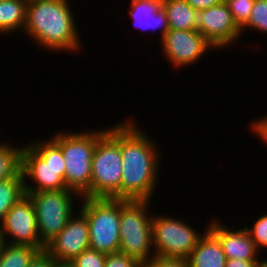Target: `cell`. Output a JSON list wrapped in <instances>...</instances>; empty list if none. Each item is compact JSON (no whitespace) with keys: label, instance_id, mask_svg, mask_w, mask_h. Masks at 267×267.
I'll return each mask as SVG.
<instances>
[{"label":"cell","instance_id":"5bb4252c","mask_svg":"<svg viewBox=\"0 0 267 267\" xmlns=\"http://www.w3.org/2000/svg\"><path fill=\"white\" fill-rule=\"evenodd\" d=\"M225 226L227 225L215 219L206 227L221 243L226 259L259 260L261 252L256 248L246 229L234 230Z\"/></svg>","mask_w":267,"mask_h":267},{"label":"cell","instance_id":"4fadbf2b","mask_svg":"<svg viewBox=\"0 0 267 267\" xmlns=\"http://www.w3.org/2000/svg\"><path fill=\"white\" fill-rule=\"evenodd\" d=\"M78 212L46 245L45 251L57 262H71L90 248L88 221L79 210Z\"/></svg>","mask_w":267,"mask_h":267},{"label":"cell","instance_id":"ffe728a7","mask_svg":"<svg viewBox=\"0 0 267 267\" xmlns=\"http://www.w3.org/2000/svg\"><path fill=\"white\" fill-rule=\"evenodd\" d=\"M38 252L39 250L32 246L5 243L0 254V267H28Z\"/></svg>","mask_w":267,"mask_h":267},{"label":"cell","instance_id":"836d02e7","mask_svg":"<svg viewBox=\"0 0 267 267\" xmlns=\"http://www.w3.org/2000/svg\"><path fill=\"white\" fill-rule=\"evenodd\" d=\"M260 267H267V259L262 260Z\"/></svg>","mask_w":267,"mask_h":267},{"label":"cell","instance_id":"6da1fadb","mask_svg":"<svg viewBox=\"0 0 267 267\" xmlns=\"http://www.w3.org/2000/svg\"><path fill=\"white\" fill-rule=\"evenodd\" d=\"M151 139L138 128L135 121L121 122V199L123 200H152L157 185L161 155L159 145Z\"/></svg>","mask_w":267,"mask_h":267},{"label":"cell","instance_id":"9a60e30c","mask_svg":"<svg viewBox=\"0 0 267 267\" xmlns=\"http://www.w3.org/2000/svg\"><path fill=\"white\" fill-rule=\"evenodd\" d=\"M128 15L135 27L142 30L161 29V40L170 30L167 15L162 7L163 0H130Z\"/></svg>","mask_w":267,"mask_h":267},{"label":"cell","instance_id":"44dd1931","mask_svg":"<svg viewBox=\"0 0 267 267\" xmlns=\"http://www.w3.org/2000/svg\"><path fill=\"white\" fill-rule=\"evenodd\" d=\"M25 195L24 179L0 181V225L6 213Z\"/></svg>","mask_w":267,"mask_h":267},{"label":"cell","instance_id":"1f68e13d","mask_svg":"<svg viewBox=\"0 0 267 267\" xmlns=\"http://www.w3.org/2000/svg\"><path fill=\"white\" fill-rule=\"evenodd\" d=\"M54 267H74L71 262H56Z\"/></svg>","mask_w":267,"mask_h":267},{"label":"cell","instance_id":"30bf717a","mask_svg":"<svg viewBox=\"0 0 267 267\" xmlns=\"http://www.w3.org/2000/svg\"><path fill=\"white\" fill-rule=\"evenodd\" d=\"M0 234L7 244L28 245L39 251L46 248L38 237L35 208L27 195L22 197L6 213L0 226ZM8 237H11L10 240Z\"/></svg>","mask_w":267,"mask_h":267},{"label":"cell","instance_id":"d6986e66","mask_svg":"<svg viewBox=\"0 0 267 267\" xmlns=\"http://www.w3.org/2000/svg\"><path fill=\"white\" fill-rule=\"evenodd\" d=\"M24 146L0 142V181L24 179L22 175V153Z\"/></svg>","mask_w":267,"mask_h":267},{"label":"cell","instance_id":"d4e9b609","mask_svg":"<svg viewBox=\"0 0 267 267\" xmlns=\"http://www.w3.org/2000/svg\"><path fill=\"white\" fill-rule=\"evenodd\" d=\"M245 229L259 252L261 248H267V214L259 217L252 228L245 227Z\"/></svg>","mask_w":267,"mask_h":267},{"label":"cell","instance_id":"e0dca14e","mask_svg":"<svg viewBox=\"0 0 267 267\" xmlns=\"http://www.w3.org/2000/svg\"><path fill=\"white\" fill-rule=\"evenodd\" d=\"M170 30H197L196 10L185 0H163Z\"/></svg>","mask_w":267,"mask_h":267},{"label":"cell","instance_id":"ba28073f","mask_svg":"<svg viewBox=\"0 0 267 267\" xmlns=\"http://www.w3.org/2000/svg\"><path fill=\"white\" fill-rule=\"evenodd\" d=\"M32 201L40 241L46 246L74 215V197H80L69 189L58 191L25 192Z\"/></svg>","mask_w":267,"mask_h":267},{"label":"cell","instance_id":"8992f818","mask_svg":"<svg viewBox=\"0 0 267 267\" xmlns=\"http://www.w3.org/2000/svg\"><path fill=\"white\" fill-rule=\"evenodd\" d=\"M148 200L120 199V249L124 255L147 265L155 255L152 245V216ZM153 253V254H152Z\"/></svg>","mask_w":267,"mask_h":267},{"label":"cell","instance_id":"603a6c76","mask_svg":"<svg viewBox=\"0 0 267 267\" xmlns=\"http://www.w3.org/2000/svg\"><path fill=\"white\" fill-rule=\"evenodd\" d=\"M237 26L241 29L249 20L255 0H224Z\"/></svg>","mask_w":267,"mask_h":267},{"label":"cell","instance_id":"f1b7e54d","mask_svg":"<svg viewBox=\"0 0 267 267\" xmlns=\"http://www.w3.org/2000/svg\"><path fill=\"white\" fill-rule=\"evenodd\" d=\"M252 129V133L260 137L261 140L267 145V115L263 118L255 120L251 123L250 126Z\"/></svg>","mask_w":267,"mask_h":267},{"label":"cell","instance_id":"277c9868","mask_svg":"<svg viewBox=\"0 0 267 267\" xmlns=\"http://www.w3.org/2000/svg\"><path fill=\"white\" fill-rule=\"evenodd\" d=\"M65 163L61 148L51 139L35 140L22 153V175L25 192L68 189L64 182ZM34 182L27 185L26 178Z\"/></svg>","mask_w":267,"mask_h":267},{"label":"cell","instance_id":"ac0fdd59","mask_svg":"<svg viewBox=\"0 0 267 267\" xmlns=\"http://www.w3.org/2000/svg\"><path fill=\"white\" fill-rule=\"evenodd\" d=\"M26 0H3L0 2V34L24 30L27 13Z\"/></svg>","mask_w":267,"mask_h":267},{"label":"cell","instance_id":"484cf974","mask_svg":"<svg viewBox=\"0 0 267 267\" xmlns=\"http://www.w3.org/2000/svg\"><path fill=\"white\" fill-rule=\"evenodd\" d=\"M105 267H146V265L121 252H115L106 254Z\"/></svg>","mask_w":267,"mask_h":267},{"label":"cell","instance_id":"4316f807","mask_svg":"<svg viewBox=\"0 0 267 267\" xmlns=\"http://www.w3.org/2000/svg\"><path fill=\"white\" fill-rule=\"evenodd\" d=\"M146 267H188L186 259L155 256Z\"/></svg>","mask_w":267,"mask_h":267},{"label":"cell","instance_id":"52a82bcc","mask_svg":"<svg viewBox=\"0 0 267 267\" xmlns=\"http://www.w3.org/2000/svg\"><path fill=\"white\" fill-rule=\"evenodd\" d=\"M80 212L89 227L90 249L110 254L120 249V199L82 197Z\"/></svg>","mask_w":267,"mask_h":267},{"label":"cell","instance_id":"f546056e","mask_svg":"<svg viewBox=\"0 0 267 267\" xmlns=\"http://www.w3.org/2000/svg\"><path fill=\"white\" fill-rule=\"evenodd\" d=\"M193 9L201 11L219 4L223 0H185Z\"/></svg>","mask_w":267,"mask_h":267},{"label":"cell","instance_id":"7402d4cb","mask_svg":"<svg viewBox=\"0 0 267 267\" xmlns=\"http://www.w3.org/2000/svg\"><path fill=\"white\" fill-rule=\"evenodd\" d=\"M250 28L267 33V0H255L248 22L241 28V34Z\"/></svg>","mask_w":267,"mask_h":267},{"label":"cell","instance_id":"83f0119b","mask_svg":"<svg viewBox=\"0 0 267 267\" xmlns=\"http://www.w3.org/2000/svg\"><path fill=\"white\" fill-rule=\"evenodd\" d=\"M57 261L45 250L39 251L29 262L28 267H54Z\"/></svg>","mask_w":267,"mask_h":267},{"label":"cell","instance_id":"7c38bea8","mask_svg":"<svg viewBox=\"0 0 267 267\" xmlns=\"http://www.w3.org/2000/svg\"><path fill=\"white\" fill-rule=\"evenodd\" d=\"M163 53L173 67L193 65L215 49L197 30H169L161 40Z\"/></svg>","mask_w":267,"mask_h":267},{"label":"cell","instance_id":"d6a6232c","mask_svg":"<svg viewBox=\"0 0 267 267\" xmlns=\"http://www.w3.org/2000/svg\"><path fill=\"white\" fill-rule=\"evenodd\" d=\"M4 244H5L4 238L0 234V254H1V250H2Z\"/></svg>","mask_w":267,"mask_h":267},{"label":"cell","instance_id":"9c48e42d","mask_svg":"<svg viewBox=\"0 0 267 267\" xmlns=\"http://www.w3.org/2000/svg\"><path fill=\"white\" fill-rule=\"evenodd\" d=\"M203 235L204 233L199 234L182 219L152 216V245L155 256L187 259Z\"/></svg>","mask_w":267,"mask_h":267},{"label":"cell","instance_id":"8fae6325","mask_svg":"<svg viewBox=\"0 0 267 267\" xmlns=\"http://www.w3.org/2000/svg\"><path fill=\"white\" fill-rule=\"evenodd\" d=\"M196 28L215 49L225 48L241 37V29L224 0L208 9L197 11Z\"/></svg>","mask_w":267,"mask_h":267},{"label":"cell","instance_id":"4dcf8cb0","mask_svg":"<svg viewBox=\"0 0 267 267\" xmlns=\"http://www.w3.org/2000/svg\"><path fill=\"white\" fill-rule=\"evenodd\" d=\"M262 260L244 261L240 259H226L225 267H260Z\"/></svg>","mask_w":267,"mask_h":267},{"label":"cell","instance_id":"5b68a950","mask_svg":"<svg viewBox=\"0 0 267 267\" xmlns=\"http://www.w3.org/2000/svg\"><path fill=\"white\" fill-rule=\"evenodd\" d=\"M91 169V198L121 199V122L97 140Z\"/></svg>","mask_w":267,"mask_h":267},{"label":"cell","instance_id":"7a4b0ae2","mask_svg":"<svg viewBox=\"0 0 267 267\" xmlns=\"http://www.w3.org/2000/svg\"><path fill=\"white\" fill-rule=\"evenodd\" d=\"M68 0H30L23 30L48 51L75 52L83 49Z\"/></svg>","mask_w":267,"mask_h":267},{"label":"cell","instance_id":"3957f363","mask_svg":"<svg viewBox=\"0 0 267 267\" xmlns=\"http://www.w3.org/2000/svg\"><path fill=\"white\" fill-rule=\"evenodd\" d=\"M107 131L57 132L51 138L62 150L65 163L64 182L80 198H91L92 159L97 140Z\"/></svg>","mask_w":267,"mask_h":267},{"label":"cell","instance_id":"2e32d148","mask_svg":"<svg viewBox=\"0 0 267 267\" xmlns=\"http://www.w3.org/2000/svg\"><path fill=\"white\" fill-rule=\"evenodd\" d=\"M186 261L188 267H225L226 256L219 240L206 229Z\"/></svg>","mask_w":267,"mask_h":267},{"label":"cell","instance_id":"cb8c5ba5","mask_svg":"<svg viewBox=\"0 0 267 267\" xmlns=\"http://www.w3.org/2000/svg\"><path fill=\"white\" fill-rule=\"evenodd\" d=\"M106 254L93 249L81 252L71 264L74 267H105Z\"/></svg>","mask_w":267,"mask_h":267}]
</instances>
